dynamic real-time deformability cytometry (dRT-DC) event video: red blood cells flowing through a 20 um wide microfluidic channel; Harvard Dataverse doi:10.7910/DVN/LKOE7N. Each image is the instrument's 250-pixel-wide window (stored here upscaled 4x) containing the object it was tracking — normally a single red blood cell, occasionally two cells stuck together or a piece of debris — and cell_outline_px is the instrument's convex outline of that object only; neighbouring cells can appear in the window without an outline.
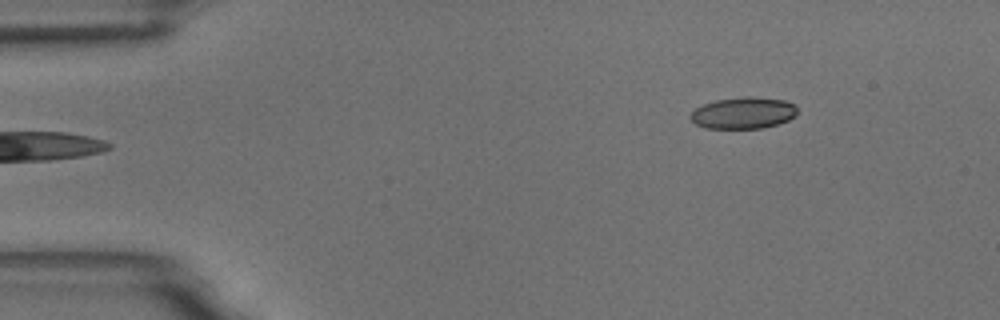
{"species": "common noctule bat (a hibernating species)", "species_latin": "Nyctalus noctula", "temperature_condition": "room temperature", "stored_images_in_passage": 5, "camera_frame_rate_fps": 3000, "um_per_image_px": 0.085, "animal": {"sex": "male", "body_mass_g": 18.8}, "frame": {"image": 1, "passage_image": 5, "time_ms": 5.333, "image_size_px": [1000, 320], "cell_outline_px": [[796, 116], [788, 120], [776, 124], [760, 128], [704, 128], [696, 124], [688, 116], [696, 108], [704, 104], [716, 100], [748, 96], [752, 96], [784, 100], [792, 104], [796, 108]], "centroid_in_image_um": [63.16, 9.6], "position_along_channel_um": 21.8, "area_um2": 19.48}}